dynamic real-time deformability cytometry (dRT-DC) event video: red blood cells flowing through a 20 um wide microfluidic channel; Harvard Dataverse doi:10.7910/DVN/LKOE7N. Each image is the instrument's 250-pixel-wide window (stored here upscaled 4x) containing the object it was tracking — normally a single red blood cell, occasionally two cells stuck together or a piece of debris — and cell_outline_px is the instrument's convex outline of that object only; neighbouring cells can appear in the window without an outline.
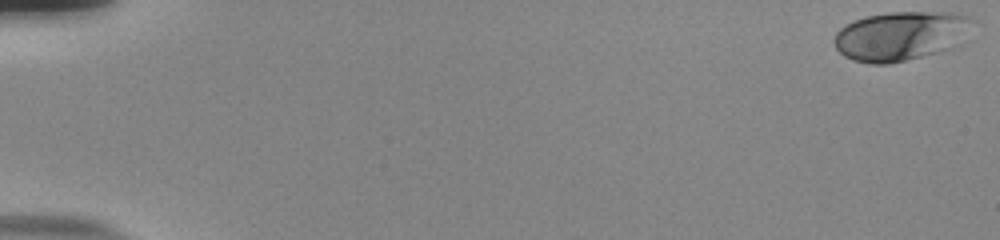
{"species": "human", "species_latin": "Homo sapiens", "temperature_condition": "room temperature", "stored_images_in_passage": 54, "camera_frame_rate_fps": 3000, "um_per_image_px": 0.085, "donor": {"sex": "male"}, "frame": {"image": 1, "passage_image": 1, "time_ms": 0.0, "image_size_px": [1000, 240], "cell_outline_px": [[976, 20], [948, 48], [936, 52], [888, 64], [872, 64], [852, 60], [844, 56], [836, 48], [832, 40], [836, 32], [840, 28], [856, 20], [868, 16], [888, 12], [952, 12], [968, 16]], "centroid_in_image_um": [76.46, 3.04], "position_along_channel_um": 8.5, "area_um2": 38.84}}
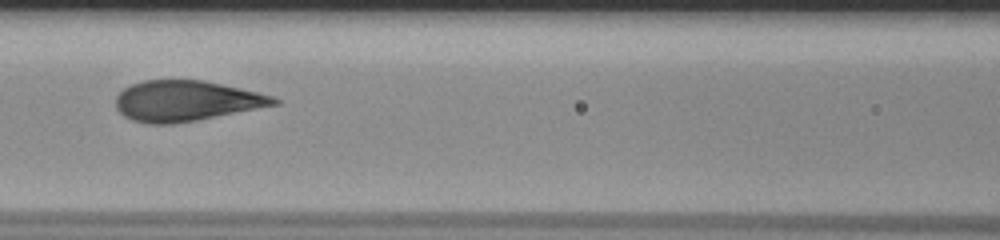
{"frame": {"image": 2, "passage_image": 26, "time_ms": 8.333, "image_size_px": [1000, 240], "cell_outline_px": [[280, 104], [196, 120], [172, 124], [148, 124], [132, 120], [124, 116], [116, 108], [116, 96], [124, 88], [132, 84], [144, 80], [204, 80], [240, 88], [272, 96], [280, 100]], "centroid_in_image_um": [15.8, 8.58], "position_along_channel_um": 150.8, "area_um2": 37.17}}
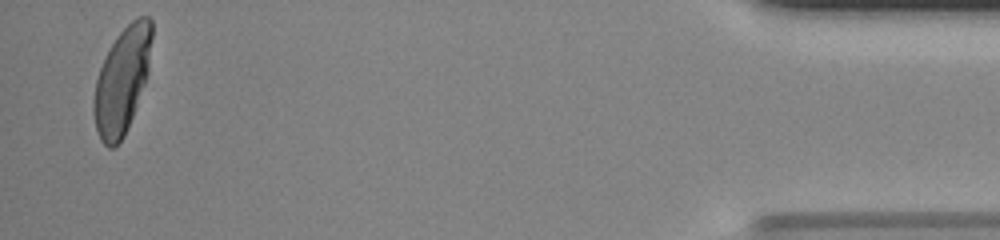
{"frame": {"image": 3, "passage_image": 53, "time_ms": 17.333, "image_size_px": [1000, 240], "cell_outline_px": [[152, 36], [148, 72], [144, 84], [132, 116], [124, 136], [112, 148], [108, 148], [100, 140], [96, 128], [92, 108], [92, 100], [96, 80], [100, 68], [116, 36], [136, 16], [148, 16], [152, 20]], "centroid_in_image_um": [10.37, 6.83], "position_along_channel_um": 424.8, "area_um2": 35.55}, "authors_computed_cell_mechanics": {"area_um2": 37.5989, "velocity_mm_per_s": 3.8554, "shape_relaxation_time_tau1_ms": 4.4058, "shape_relaxation_time_tau2_ms": null, "deformation_change_tau1": 0.223, "deformation_change_tau2": null}}